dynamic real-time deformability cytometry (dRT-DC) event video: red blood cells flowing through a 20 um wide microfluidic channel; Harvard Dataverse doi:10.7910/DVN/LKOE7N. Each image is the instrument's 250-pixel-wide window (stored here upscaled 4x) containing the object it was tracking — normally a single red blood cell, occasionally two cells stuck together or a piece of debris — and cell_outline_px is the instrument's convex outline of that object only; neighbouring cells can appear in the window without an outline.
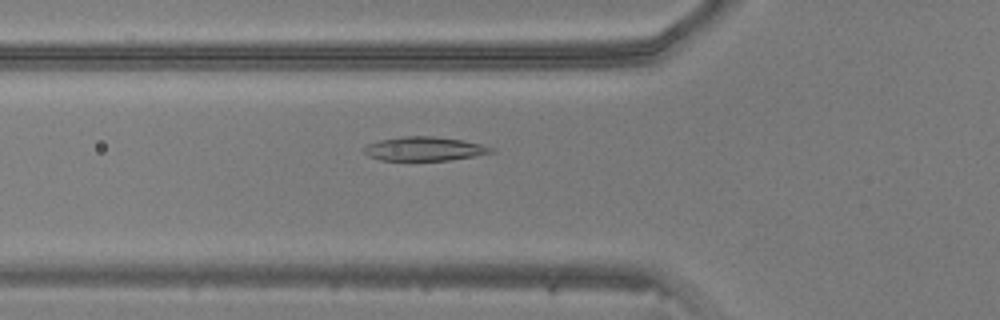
{"species": "common noctule bat (a hibernating species)", "species_latin": "Nyctalus noctula", "temperature_condition": "warm", "stored_images_in_passage": 39, "camera_frame_rate_fps": 3000, "um_per_image_px": 0.085, "animal": {"sex": "male", "body_mass_g": 20.5, "forearm_length_mm": 52.5}, "frame": {"image": 1, "passage_image": 8, "time_ms": 2.333, "image_size_px": [1000, 320], "cell_outline_px": [[496, 152], [448, 160], [380, 160], [368, 156], [360, 148], [368, 144], [380, 140], [404, 136], [432, 136], [464, 140], [480, 144], [492, 148]], "centroid_in_image_um": [36.03, 12.64], "position_along_channel_um": 89.8, "area_um2": 17.69}}
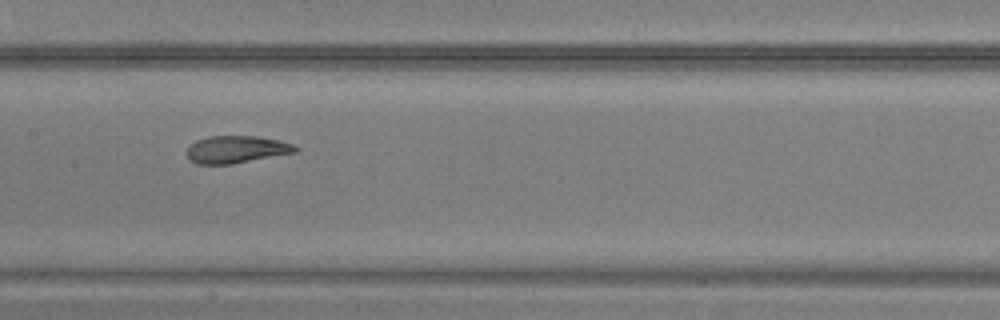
{"frame": {"image": 2, "passage_image": 15, "time_ms": 4.667, "image_size_px": [1000, 320], "cell_outline_px": [[300, 148], [296, 152], [232, 164], [196, 164], [188, 160], [184, 152], [196, 140], [208, 136], [260, 136], [280, 140], [292, 144]], "centroid_in_image_um": [20.06, 12.7], "position_along_channel_um": 187.3, "area_um2": 17.51}}
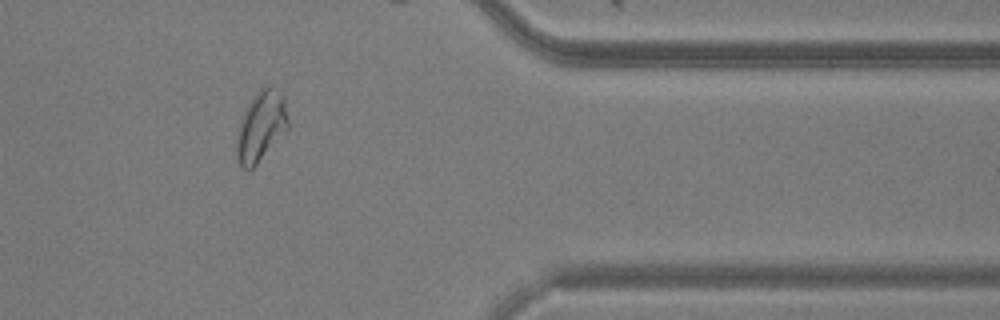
{"frame": {"image": 3, "passage_image": 31, "time_ms": 10.0, "image_size_px": [1000, 320], "cell_outline_px": [[288, 128], [256, 164], [248, 172], [240, 164], [236, 156], [236, 140], [240, 124], [244, 112], [260, 88], [264, 84], [272, 84], [284, 96], [288, 120]], "centroid_in_image_um": [22.2, 10.7], "position_along_channel_um": 389.2, "area_um2": 20.75}}